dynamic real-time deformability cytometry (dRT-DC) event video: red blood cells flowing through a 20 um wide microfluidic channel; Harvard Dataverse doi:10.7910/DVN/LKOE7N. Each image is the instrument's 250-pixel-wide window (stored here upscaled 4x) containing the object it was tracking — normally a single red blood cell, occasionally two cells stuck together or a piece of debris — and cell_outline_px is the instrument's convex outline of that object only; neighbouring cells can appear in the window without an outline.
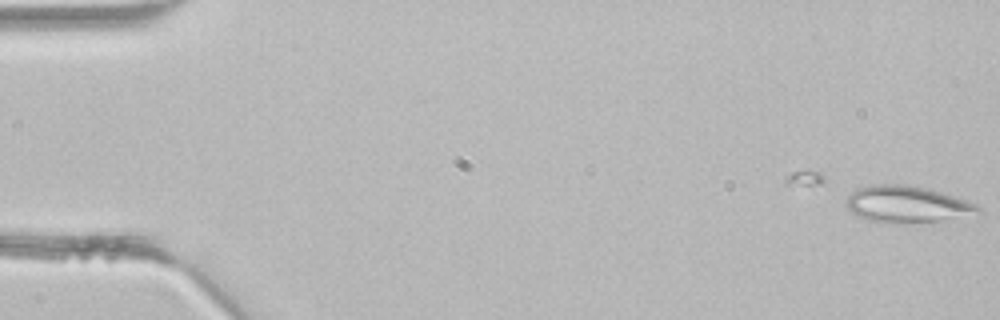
{"species": "common noctule bat (a hibernating species)", "species_latin": "Nyctalus noctula", "temperature_condition": "room temperature", "stored_images_in_passage": 5, "camera_frame_rate_fps": 3000, "um_per_image_px": 0.085, "animal": {"sex": "male", "body_mass_g": 21.5, "forearm_length_mm": 52.0}, "frame": {"image": 1, "passage_image": 5, "time_ms": 1.333, "image_size_px": [1000, 320], "cell_outline_px": [[984, 212], [940, 220], [884, 224], [868, 220], [852, 212], [844, 204], [848, 196], [856, 188], [876, 184], [900, 184], [932, 188], [968, 200], [976, 204]], "centroid_in_image_um": [77.09, 17.35], "position_along_channel_um": 7.9, "area_um2": 28.32}}